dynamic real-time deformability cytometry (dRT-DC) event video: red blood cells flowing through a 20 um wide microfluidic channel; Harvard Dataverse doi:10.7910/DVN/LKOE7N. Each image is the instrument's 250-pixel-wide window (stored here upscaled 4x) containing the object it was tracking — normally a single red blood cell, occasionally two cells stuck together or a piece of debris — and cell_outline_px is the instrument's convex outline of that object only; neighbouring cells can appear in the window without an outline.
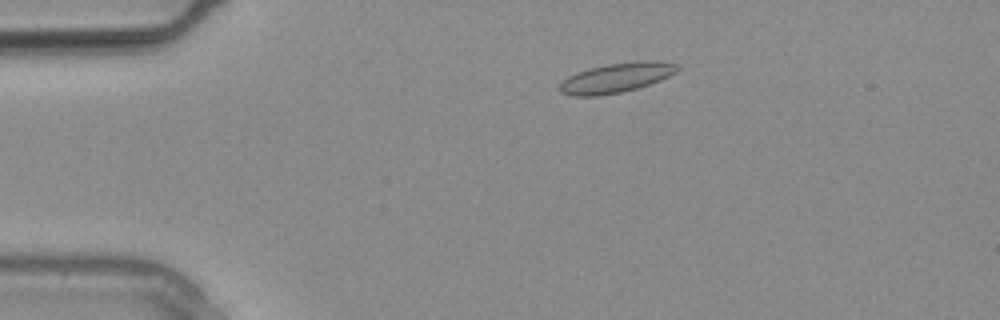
{"species": "common noctule bat (a hibernating species)", "species_latin": "Nyctalus noctula", "temperature_condition": "warm", "stored_images_in_passage": 15, "camera_frame_rate_fps": 3000, "um_per_image_px": 0.085, "animal": {"sex": "male", "body_mass_g": 20.4}, "frame": {"image": 1, "passage_image": 3, "time_ms": 0.667, "image_size_px": [1000, 320], "cell_outline_px": [[680, 68], [676, 72], [660, 80], [636, 88], [620, 92], [600, 96], [572, 96], [560, 92], [560, 84], [568, 76], [576, 72], [588, 68], [608, 64], [640, 60], [656, 60], [676, 64]], "centroid_in_image_um": [52.37, 6.6], "position_along_channel_um": 32.6, "area_um2": 20.29}}
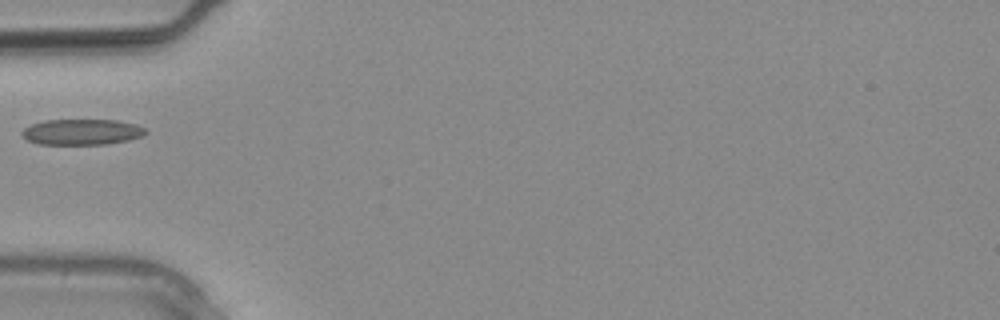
{"frame": {"image": 2, "passage_image": 7, "time_ms": 2.0, "image_size_px": [1000, 320], "cell_outline_px": [[148, 132], [140, 136], [128, 140], [108, 144], [36, 144], [28, 140], [20, 132], [24, 128], [32, 124], [44, 120], [116, 120], [136, 124], [144, 128]], "centroid_in_image_um": [6.94, 11.21], "position_along_channel_um": 78.1, "area_um2": 18.5}}